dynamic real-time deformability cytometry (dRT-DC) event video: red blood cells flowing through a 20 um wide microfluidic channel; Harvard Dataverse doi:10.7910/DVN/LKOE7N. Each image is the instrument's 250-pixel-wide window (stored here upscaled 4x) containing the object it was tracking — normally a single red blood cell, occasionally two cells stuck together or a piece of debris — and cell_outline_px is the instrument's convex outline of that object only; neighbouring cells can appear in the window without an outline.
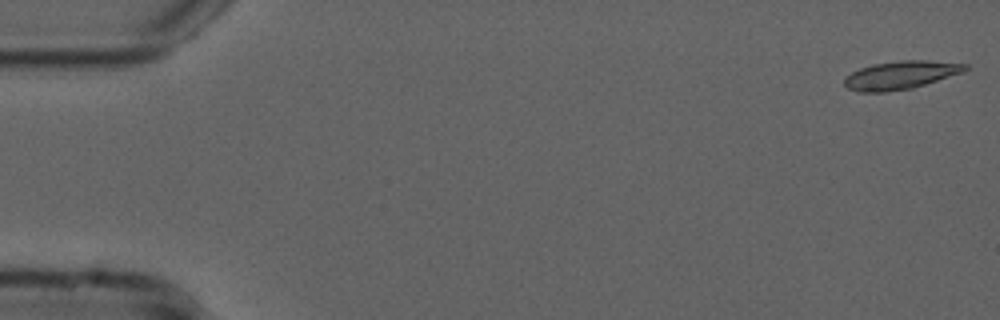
{"species": "common noctule bat (a hibernating species)", "species_latin": "Nyctalus noctula", "temperature_condition": "cold", "stored_images_in_passage": 54, "camera_frame_rate_fps": 3000, "um_per_image_px": 0.085, "animal": {"sex": "male", "forearm_length_mm": 52.5}, "frame": {"image": 1, "passage_image": 1, "time_ms": 0.0, "image_size_px": [1000, 320], "cell_outline_px": [[968, 68], [964, 72], [912, 88], [884, 92], [856, 92], [848, 88], [844, 84], [844, 80], [852, 72], [860, 68], [872, 64], [900, 60], [928, 60], [968, 64]], "centroid_in_image_um": [76.56, 6.38], "position_along_channel_um": 8.4, "area_um2": 19.83}}
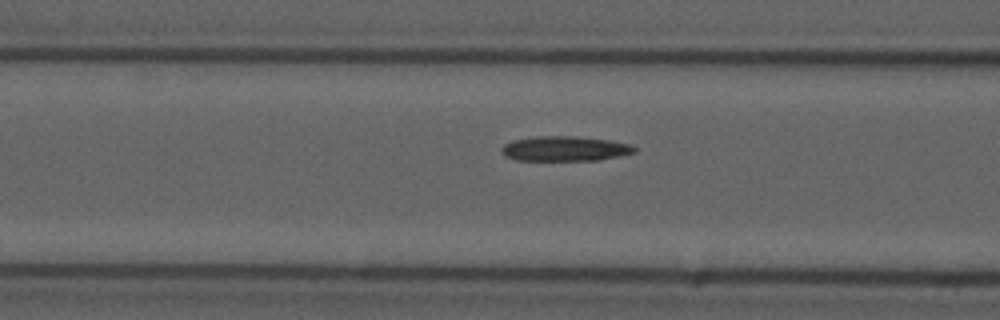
{"frame": {"image": 2, "passage_image": 21, "time_ms": 6.667, "image_size_px": [1000, 320], "cell_outline_px": [[636, 152], [600, 160], [516, 160], [504, 156], [500, 152], [500, 148], [504, 144], [512, 140], [536, 136], [576, 136], [608, 140], [628, 144], [636, 148]], "centroid_in_image_um": [47.95, 12.63], "position_along_channel_um": 118.6, "area_um2": 19.31}}
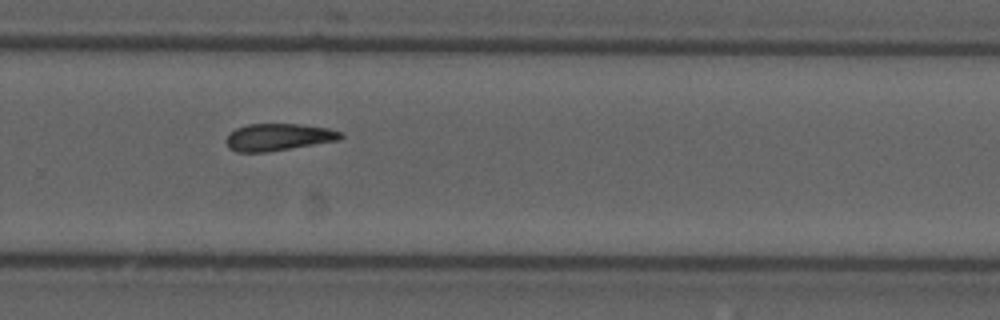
{"frame": {"image": 3, "passage_image": 36, "time_ms": 11.667, "image_size_px": [1000, 320], "cell_outline_px": [[344, 136], [340, 140], [268, 152], [236, 152], [228, 148], [224, 140], [228, 132], [236, 128], [248, 124], [300, 124], [328, 128], [344, 132]], "centroid_in_image_um": [23.64, 11.65], "position_along_channel_um": 306.2, "area_um2": 18.44}}